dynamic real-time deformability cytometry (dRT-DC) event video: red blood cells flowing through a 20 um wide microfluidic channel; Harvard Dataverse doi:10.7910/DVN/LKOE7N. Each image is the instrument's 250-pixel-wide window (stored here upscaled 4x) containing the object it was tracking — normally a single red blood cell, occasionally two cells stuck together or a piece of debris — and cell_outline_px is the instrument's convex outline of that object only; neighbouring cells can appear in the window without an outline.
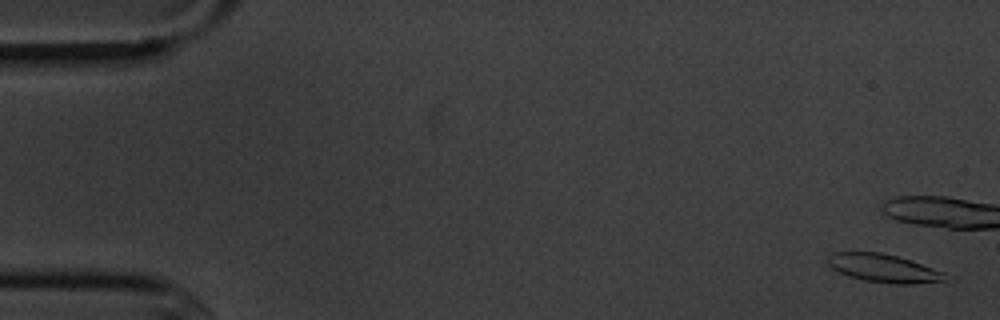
{"species": "common noctule bat (a hibernating species)", "species_latin": "Nyctalus noctula", "temperature_condition": "cold", "stored_images_in_passage": 6, "camera_frame_rate_fps": 3000, "um_per_image_px": 0.085, "animal": {"sex": "male", "body_mass_g": 20.1, "forearm_length_mm": 53.5}, "frame": {"image": 1, "passage_image": 1, "time_ms": 0.0, "image_size_px": [1000, 320], "cell_outline_px": [[948, 276], [944, 280], [912, 284], [892, 284], [864, 280], [848, 276], [832, 268], [828, 264], [828, 256], [832, 252], [880, 252], [896, 256], [944, 272]], "centroid_in_image_um": [75.06, 22.8], "position_along_channel_um": 9.9, "area_um2": 19.02}}
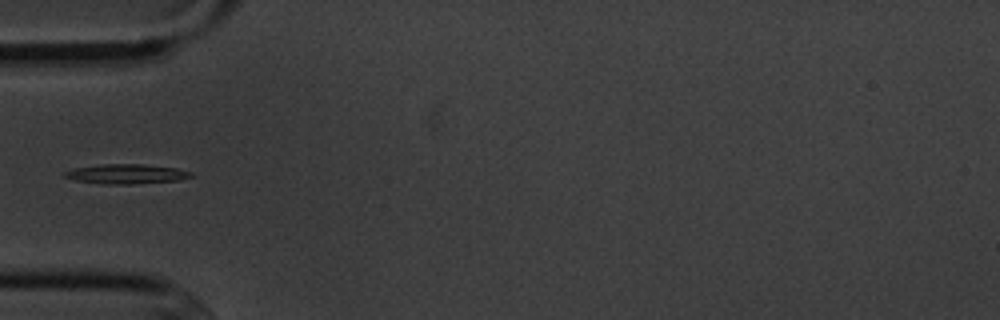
{"frame": {"image": 2, "passage_image": 6, "time_ms": 6.667, "image_size_px": [1000, 320], "cell_outline_px": [[196, 176], [180, 180], [132, 184], [100, 184], [76, 180], [64, 176], [64, 172], [72, 168], [100, 164], [144, 164], [176, 168], [192, 172]], "centroid_in_image_um": [10.77, 14.78], "position_along_channel_um": 74.2, "area_um2": 14.62}}